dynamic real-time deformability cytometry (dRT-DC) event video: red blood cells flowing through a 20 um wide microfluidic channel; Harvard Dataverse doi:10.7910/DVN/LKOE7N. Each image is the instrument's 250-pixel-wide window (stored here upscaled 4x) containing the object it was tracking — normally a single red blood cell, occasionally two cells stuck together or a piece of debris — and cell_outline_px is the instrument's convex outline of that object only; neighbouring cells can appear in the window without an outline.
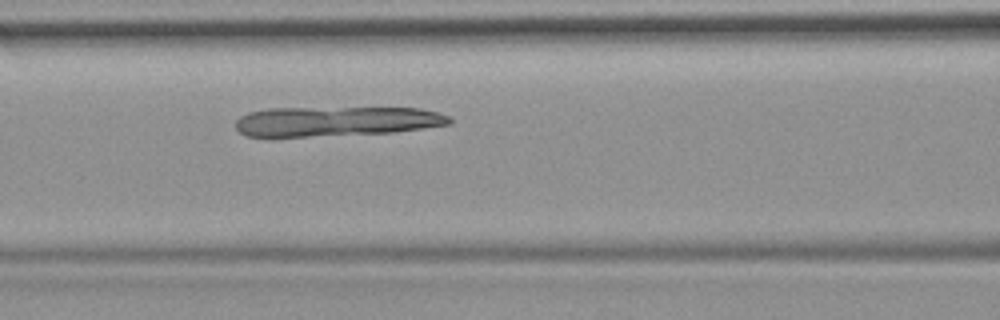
{"species": "common noctule bat (a hibernating species)", "species_latin": "Nyctalus noctula", "temperature_condition": "room temperature", "stored_images_in_passage": 34, "camera_frame_rate_fps": 3000, "um_per_image_px": 0.085, "animal": {"sex": "female", "body_mass_g": 19.9}, "frame": {"image": 1, "passage_image": 8, "time_ms": 2.333, "image_size_px": [1000, 320], "cell_outline_px": [[452, 124], [424, 128], [392, 132], [308, 136], [244, 136], [236, 128], [236, 120], [240, 116], [248, 112], [268, 108], [420, 108], [440, 112], [448, 116], [452, 120]], "centroid_in_image_um": [28.59, 10.3], "position_along_channel_um": 138.0, "area_um2": 36.99}}